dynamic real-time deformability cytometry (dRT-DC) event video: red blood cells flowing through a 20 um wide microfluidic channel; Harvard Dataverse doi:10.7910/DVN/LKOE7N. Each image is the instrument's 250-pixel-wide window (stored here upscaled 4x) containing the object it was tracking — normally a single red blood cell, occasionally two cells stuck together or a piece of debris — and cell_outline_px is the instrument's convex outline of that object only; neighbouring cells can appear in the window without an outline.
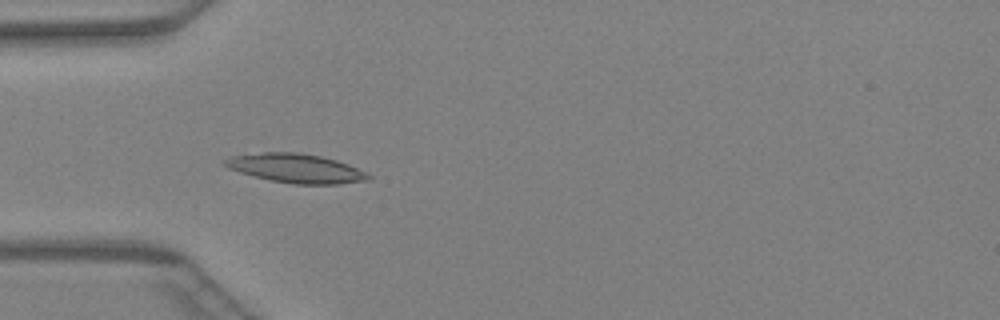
{"species": "Egyptian fruit bat (a non-hibernating species)", "species_latin": "Rousettus aegyptiacus", "temperature_condition": "warm", "stored_images_in_passage": 37, "camera_frame_rate_fps": 3000, "um_per_image_px": 0.085, "animal": {"sex": "female"}, "frame": {"image": 1, "passage_image": 8, "time_ms": 2.333, "image_size_px": [1000, 320], "cell_outline_px": [[372, 176], [368, 180], [340, 184], [292, 184], [272, 180], [240, 172], [228, 168], [220, 164], [224, 160], [232, 156], [264, 152], [296, 152], [320, 156], [336, 160], [348, 164], [368, 172]], "centroid_in_image_um": [25.18, 14.3], "position_along_channel_um": 59.8, "area_um2": 24.22}}
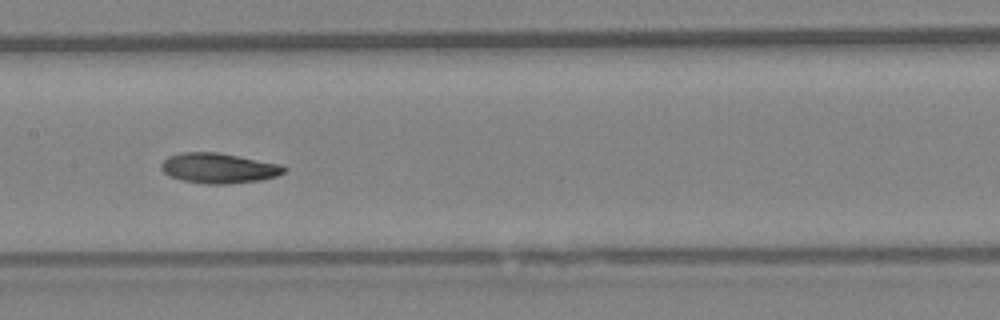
{"frame": {"image": 2, "passage_image": 17, "time_ms": 5.333, "image_size_px": [1000, 320], "cell_outline_px": [[288, 168], [284, 172], [276, 176], [260, 180], [228, 184], [204, 184], [180, 180], [168, 176], [160, 168], [160, 164], [168, 156], [184, 152], [216, 152], [280, 164]], "centroid_in_image_um": [18.55, 14.3], "position_along_channel_um": 188.9, "area_um2": 21.62}}
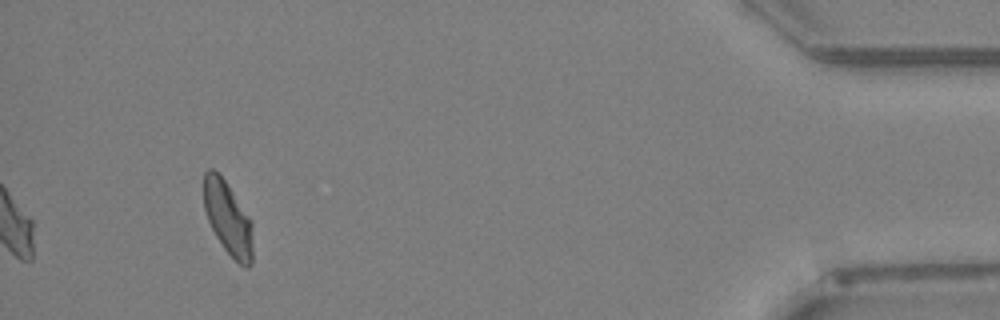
{"frame": {"image": 3, "passage_image": 37, "time_ms": 12.0, "image_size_px": [1000, 320], "cell_outline_px": [[252, 264], [248, 268], [244, 268], [224, 248], [216, 236], [208, 220], [204, 208], [204, 172], [208, 168], [212, 168], [224, 180], [252, 220]], "centroid_in_image_um": [19.39, 18.56], "position_along_channel_um": 415.8, "area_um2": 20.75}}